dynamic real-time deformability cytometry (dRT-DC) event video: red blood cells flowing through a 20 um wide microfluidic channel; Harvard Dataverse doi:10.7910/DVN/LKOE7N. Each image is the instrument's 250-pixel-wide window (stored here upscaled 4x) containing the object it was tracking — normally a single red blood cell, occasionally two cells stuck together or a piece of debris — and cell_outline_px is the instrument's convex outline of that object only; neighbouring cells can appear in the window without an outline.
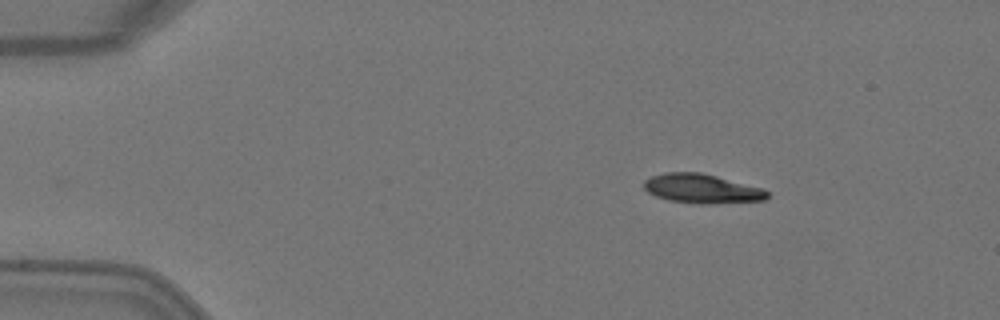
{"species": "Egyptian fruit bat (a non-hibernating species)", "species_latin": "Rousettus aegyptiacus", "temperature_condition": "warm", "stored_images_in_passage": 3, "camera_frame_rate_fps": 3000, "um_per_image_px": 0.085, "animal": {"sex": "female"}, "frame": {"image": 1, "passage_image": 1, "time_ms": 0.0, "image_size_px": [1000, 320], "cell_outline_px": [[768, 196], [764, 200], [708, 204], [700, 204], [668, 200], [656, 196], [648, 192], [644, 188], [644, 180], [652, 176], [664, 172], [700, 172], [764, 188], [768, 192]], "centroid_in_image_um": [59.65, 16.03], "position_along_channel_um": 25.3, "area_um2": 20.98}}